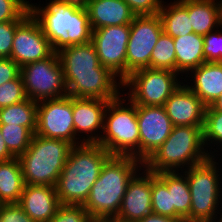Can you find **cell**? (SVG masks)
<instances>
[{"label":"cell","instance_id":"obj_15","mask_svg":"<svg viewBox=\"0 0 222 222\" xmlns=\"http://www.w3.org/2000/svg\"><path fill=\"white\" fill-rule=\"evenodd\" d=\"M140 161L145 162L169 137L173 124L164 106H136Z\"/></svg>","mask_w":222,"mask_h":222},{"label":"cell","instance_id":"obj_13","mask_svg":"<svg viewBox=\"0 0 222 222\" xmlns=\"http://www.w3.org/2000/svg\"><path fill=\"white\" fill-rule=\"evenodd\" d=\"M129 37L130 24L92 30L91 42L100 64L107 67L121 82L126 78V50Z\"/></svg>","mask_w":222,"mask_h":222},{"label":"cell","instance_id":"obj_23","mask_svg":"<svg viewBox=\"0 0 222 222\" xmlns=\"http://www.w3.org/2000/svg\"><path fill=\"white\" fill-rule=\"evenodd\" d=\"M188 15L193 32L205 36L222 26V1L188 0Z\"/></svg>","mask_w":222,"mask_h":222},{"label":"cell","instance_id":"obj_42","mask_svg":"<svg viewBox=\"0 0 222 222\" xmlns=\"http://www.w3.org/2000/svg\"><path fill=\"white\" fill-rule=\"evenodd\" d=\"M62 3H66L71 7L80 10H87L88 0H58Z\"/></svg>","mask_w":222,"mask_h":222},{"label":"cell","instance_id":"obj_16","mask_svg":"<svg viewBox=\"0 0 222 222\" xmlns=\"http://www.w3.org/2000/svg\"><path fill=\"white\" fill-rule=\"evenodd\" d=\"M143 168L142 173L139 170L128 183L116 217L121 221L138 222L152 213V172Z\"/></svg>","mask_w":222,"mask_h":222},{"label":"cell","instance_id":"obj_27","mask_svg":"<svg viewBox=\"0 0 222 222\" xmlns=\"http://www.w3.org/2000/svg\"><path fill=\"white\" fill-rule=\"evenodd\" d=\"M37 105V101L28 98L20 103L0 108V125L27 127L35 134Z\"/></svg>","mask_w":222,"mask_h":222},{"label":"cell","instance_id":"obj_19","mask_svg":"<svg viewBox=\"0 0 222 222\" xmlns=\"http://www.w3.org/2000/svg\"><path fill=\"white\" fill-rule=\"evenodd\" d=\"M18 204L34 222H49L61 205L56 187L27 184Z\"/></svg>","mask_w":222,"mask_h":222},{"label":"cell","instance_id":"obj_2","mask_svg":"<svg viewBox=\"0 0 222 222\" xmlns=\"http://www.w3.org/2000/svg\"><path fill=\"white\" fill-rule=\"evenodd\" d=\"M111 156L97 143L73 146L56 184L60 204L83 206Z\"/></svg>","mask_w":222,"mask_h":222},{"label":"cell","instance_id":"obj_18","mask_svg":"<svg viewBox=\"0 0 222 222\" xmlns=\"http://www.w3.org/2000/svg\"><path fill=\"white\" fill-rule=\"evenodd\" d=\"M173 126H203L206 105L183 82L164 105Z\"/></svg>","mask_w":222,"mask_h":222},{"label":"cell","instance_id":"obj_36","mask_svg":"<svg viewBox=\"0 0 222 222\" xmlns=\"http://www.w3.org/2000/svg\"><path fill=\"white\" fill-rule=\"evenodd\" d=\"M22 22H0V58H10L15 30Z\"/></svg>","mask_w":222,"mask_h":222},{"label":"cell","instance_id":"obj_21","mask_svg":"<svg viewBox=\"0 0 222 222\" xmlns=\"http://www.w3.org/2000/svg\"><path fill=\"white\" fill-rule=\"evenodd\" d=\"M190 72L193 82L185 85L210 106L222 93V62H205Z\"/></svg>","mask_w":222,"mask_h":222},{"label":"cell","instance_id":"obj_31","mask_svg":"<svg viewBox=\"0 0 222 222\" xmlns=\"http://www.w3.org/2000/svg\"><path fill=\"white\" fill-rule=\"evenodd\" d=\"M152 213L175 219V206H172L171 193L167 186L152 172Z\"/></svg>","mask_w":222,"mask_h":222},{"label":"cell","instance_id":"obj_32","mask_svg":"<svg viewBox=\"0 0 222 222\" xmlns=\"http://www.w3.org/2000/svg\"><path fill=\"white\" fill-rule=\"evenodd\" d=\"M33 6L27 0H0V22L24 21Z\"/></svg>","mask_w":222,"mask_h":222},{"label":"cell","instance_id":"obj_35","mask_svg":"<svg viewBox=\"0 0 222 222\" xmlns=\"http://www.w3.org/2000/svg\"><path fill=\"white\" fill-rule=\"evenodd\" d=\"M219 31L214 30L203 36L205 62H222V30Z\"/></svg>","mask_w":222,"mask_h":222},{"label":"cell","instance_id":"obj_47","mask_svg":"<svg viewBox=\"0 0 222 222\" xmlns=\"http://www.w3.org/2000/svg\"><path fill=\"white\" fill-rule=\"evenodd\" d=\"M176 222H190L188 220H181V221H176Z\"/></svg>","mask_w":222,"mask_h":222},{"label":"cell","instance_id":"obj_3","mask_svg":"<svg viewBox=\"0 0 222 222\" xmlns=\"http://www.w3.org/2000/svg\"><path fill=\"white\" fill-rule=\"evenodd\" d=\"M142 168L143 162L133 156L112 155L83 204L91 218H116L128 183Z\"/></svg>","mask_w":222,"mask_h":222},{"label":"cell","instance_id":"obj_37","mask_svg":"<svg viewBox=\"0 0 222 222\" xmlns=\"http://www.w3.org/2000/svg\"><path fill=\"white\" fill-rule=\"evenodd\" d=\"M136 16L156 15L161 9L162 0H124Z\"/></svg>","mask_w":222,"mask_h":222},{"label":"cell","instance_id":"obj_39","mask_svg":"<svg viewBox=\"0 0 222 222\" xmlns=\"http://www.w3.org/2000/svg\"><path fill=\"white\" fill-rule=\"evenodd\" d=\"M20 74V67L11 58H0V86L15 79Z\"/></svg>","mask_w":222,"mask_h":222},{"label":"cell","instance_id":"obj_25","mask_svg":"<svg viewBox=\"0 0 222 222\" xmlns=\"http://www.w3.org/2000/svg\"><path fill=\"white\" fill-rule=\"evenodd\" d=\"M165 3L158 12L163 32L173 38L192 33L193 27L188 15V0H174L167 6Z\"/></svg>","mask_w":222,"mask_h":222},{"label":"cell","instance_id":"obj_28","mask_svg":"<svg viewBox=\"0 0 222 222\" xmlns=\"http://www.w3.org/2000/svg\"><path fill=\"white\" fill-rule=\"evenodd\" d=\"M150 68L176 72V54L173 37L160 35L150 57Z\"/></svg>","mask_w":222,"mask_h":222},{"label":"cell","instance_id":"obj_11","mask_svg":"<svg viewBox=\"0 0 222 222\" xmlns=\"http://www.w3.org/2000/svg\"><path fill=\"white\" fill-rule=\"evenodd\" d=\"M73 120L71 96L38 101L35 134L65 140L73 146L83 144L75 135Z\"/></svg>","mask_w":222,"mask_h":222},{"label":"cell","instance_id":"obj_30","mask_svg":"<svg viewBox=\"0 0 222 222\" xmlns=\"http://www.w3.org/2000/svg\"><path fill=\"white\" fill-rule=\"evenodd\" d=\"M203 143L209 157H215L214 152L210 151L212 145L215 147L222 146V112L214 111L209 106L206 107L204 124L202 128ZM219 143V145H218ZM212 144V145H211ZM210 152H208V149ZM222 150V148H221Z\"/></svg>","mask_w":222,"mask_h":222},{"label":"cell","instance_id":"obj_4","mask_svg":"<svg viewBox=\"0 0 222 222\" xmlns=\"http://www.w3.org/2000/svg\"><path fill=\"white\" fill-rule=\"evenodd\" d=\"M45 5H34L29 11L54 52L91 41L92 28L87 10L76 9L58 0H50Z\"/></svg>","mask_w":222,"mask_h":222},{"label":"cell","instance_id":"obj_24","mask_svg":"<svg viewBox=\"0 0 222 222\" xmlns=\"http://www.w3.org/2000/svg\"><path fill=\"white\" fill-rule=\"evenodd\" d=\"M156 176L167 186L171 193L172 206H175V220L190 221L191 194L187 176L183 171L159 172Z\"/></svg>","mask_w":222,"mask_h":222},{"label":"cell","instance_id":"obj_45","mask_svg":"<svg viewBox=\"0 0 222 222\" xmlns=\"http://www.w3.org/2000/svg\"><path fill=\"white\" fill-rule=\"evenodd\" d=\"M220 205H222V203ZM220 208H222V206ZM219 211H220L219 213L220 216H219V219H217L218 220L217 222H222V210L220 209Z\"/></svg>","mask_w":222,"mask_h":222},{"label":"cell","instance_id":"obj_8","mask_svg":"<svg viewBox=\"0 0 222 222\" xmlns=\"http://www.w3.org/2000/svg\"><path fill=\"white\" fill-rule=\"evenodd\" d=\"M209 157L183 172L187 176L191 194L190 222H216L221 204V166ZM220 200V201H219Z\"/></svg>","mask_w":222,"mask_h":222},{"label":"cell","instance_id":"obj_9","mask_svg":"<svg viewBox=\"0 0 222 222\" xmlns=\"http://www.w3.org/2000/svg\"><path fill=\"white\" fill-rule=\"evenodd\" d=\"M174 71L144 68L122 81L123 93L136 106H164L166 100L183 84Z\"/></svg>","mask_w":222,"mask_h":222},{"label":"cell","instance_id":"obj_10","mask_svg":"<svg viewBox=\"0 0 222 222\" xmlns=\"http://www.w3.org/2000/svg\"><path fill=\"white\" fill-rule=\"evenodd\" d=\"M26 95L34 101L58 99L68 96L63 68L59 56L29 63L20 68Z\"/></svg>","mask_w":222,"mask_h":222},{"label":"cell","instance_id":"obj_14","mask_svg":"<svg viewBox=\"0 0 222 222\" xmlns=\"http://www.w3.org/2000/svg\"><path fill=\"white\" fill-rule=\"evenodd\" d=\"M54 53L39 23L30 14L15 30L10 58L23 67Z\"/></svg>","mask_w":222,"mask_h":222},{"label":"cell","instance_id":"obj_1","mask_svg":"<svg viewBox=\"0 0 222 222\" xmlns=\"http://www.w3.org/2000/svg\"><path fill=\"white\" fill-rule=\"evenodd\" d=\"M64 73L68 96L115 100L122 82L102 66L93 43L72 45L57 52ZM118 81V82H117Z\"/></svg>","mask_w":222,"mask_h":222},{"label":"cell","instance_id":"obj_5","mask_svg":"<svg viewBox=\"0 0 222 222\" xmlns=\"http://www.w3.org/2000/svg\"><path fill=\"white\" fill-rule=\"evenodd\" d=\"M202 128L173 126L169 137L143 163V167L154 173L174 172L204 162L209 156L204 149Z\"/></svg>","mask_w":222,"mask_h":222},{"label":"cell","instance_id":"obj_44","mask_svg":"<svg viewBox=\"0 0 222 222\" xmlns=\"http://www.w3.org/2000/svg\"><path fill=\"white\" fill-rule=\"evenodd\" d=\"M88 222H111V219L90 218Z\"/></svg>","mask_w":222,"mask_h":222},{"label":"cell","instance_id":"obj_40","mask_svg":"<svg viewBox=\"0 0 222 222\" xmlns=\"http://www.w3.org/2000/svg\"><path fill=\"white\" fill-rule=\"evenodd\" d=\"M138 222H176V220L168 216L151 213Z\"/></svg>","mask_w":222,"mask_h":222},{"label":"cell","instance_id":"obj_20","mask_svg":"<svg viewBox=\"0 0 222 222\" xmlns=\"http://www.w3.org/2000/svg\"><path fill=\"white\" fill-rule=\"evenodd\" d=\"M87 13L92 30L131 24L136 16L124 0H88Z\"/></svg>","mask_w":222,"mask_h":222},{"label":"cell","instance_id":"obj_43","mask_svg":"<svg viewBox=\"0 0 222 222\" xmlns=\"http://www.w3.org/2000/svg\"><path fill=\"white\" fill-rule=\"evenodd\" d=\"M209 107L214 111L222 112V93Z\"/></svg>","mask_w":222,"mask_h":222},{"label":"cell","instance_id":"obj_29","mask_svg":"<svg viewBox=\"0 0 222 222\" xmlns=\"http://www.w3.org/2000/svg\"><path fill=\"white\" fill-rule=\"evenodd\" d=\"M0 130L8 150L15 157L28 149L34 135L27 127L18 125H0Z\"/></svg>","mask_w":222,"mask_h":222},{"label":"cell","instance_id":"obj_26","mask_svg":"<svg viewBox=\"0 0 222 222\" xmlns=\"http://www.w3.org/2000/svg\"><path fill=\"white\" fill-rule=\"evenodd\" d=\"M24 186L19 158L0 161V204L18 203Z\"/></svg>","mask_w":222,"mask_h":222},{"label":"cell","instance_id":"obj_17","mask_svg":"<svg viewBox=\"0 0 222 222\" xmlns=\"http://www.w3.org/2000/svg\"><path fill=\"white\" fill-rule=\"evenodd\" d=\"M108 102L109 101L98 98L72 97L75 135L76 137L81 136L82 143L96 144L99 142L103 132L104 112ZM79 133H85L84 135L87 137Z\"/></svg>","mask_w":222,"mask_h":222},{"label":"cell","instance_id":"obj_6","mask_svg":"<svg viewBox=\"0 0 222 222\" xmlns=\"http://www.w3.org/2000/svg\"><path fill=\"white\" fill-rule=\"evenodd\" d=\"M72 147L65 140L34 134L28 149L18 157L25 184L56 187Z\"/></svg>","mask_w":222,"mask_h":222},{"label":"cell","instance_id":"obj_33","mask_svg":"<svg viewBox=\"0 0 222 222\" xmlns=\"http://www.w3.org/2000/svg\"><path fill=\"white\" fill-rule=\"evenodd\" d=\"M26 99L28 97L20 74L0 86V108L20 103Z\"/></svg>","mask_w":222,"mask_h":222},{"label":"cell","instance_id":"obj_22","mask_svg":"<svg viewBox=\"0 0 222 222\" xmlns=\"http://www.w3.org/2000/svg\"><path fill=\"white\" fill-rule=\"evenodd\" d=\"M176 54V73L190 77V71L205 63L204 38L194 32L173 38ZM183 74V75H182ZM188 74V75H187Z\"/></svg>","mask_w":222,"mask_h":222},{"label":"cell","instance_id":"obj_41","mask_svg":"<svg viewBox=\"0 0 222 222\" xmlns=\"http://www.w3.org/2000/svg\"><path fill=\"white\" fill-rule=\"evenodd\" d=\"M13 158L15 156L8 150L0 130V161H8Z\"/></svg>","mask_w":222,"mask_h":222},{"label":"cell","instance_id":"obj_46","mask_svg":"<svg viewBox=\"0 0 222 222\" xmlns=\"http://www.w3.org/2000/svg\"><path fill=\"white\" fill-rule=\"evenodd\" d=\"M111 222H125V221H121V220H119L117 218H111Z\"/></svg>","mask_w":222,"mask_h":222},{"label":"cell","instance_id":"obj_34","mask_svg":"<svg viewBox=\"0 0 222 222\" xmlns=\"http://www.w3.org/2000/svg\"><path fill=\"white\" fill-rule=\"evenodd\" d=\"M90 218L82 205L61 204L49 222H88Z\"/></svg>","mask_w":222,"mask_h":222},{"label":"cell","instance_id":"obj_7","mask_svg":"<svg viewBox=\"0 0 222 222\" xmlns=\"http://www.w3.org/2000/svg\"><path fill=\"white\" fill-rule=\"evenodd\" d=\"M97 144L111 155L133 156L140 160L136 105L125 99V96L121 98L119 95L108 102L104 112L103 132Z\"/></svg>","mask_w":222,"mask_h":222},{"label":"cell","instance_id":"obj_38","mask_svg":"<svg viewBox=\"0 0 222 222\" xmlns=\"http://www.w3.org/2000/svg\"><path fill=\"white\" fill-rule=\"evenodd\" d=\"M0 222H34L18 203L0 204Z\"/></svg>","mask_w":222,"mask_h":222},{"label":"cell","instance_id":"obj_12","mask_svg":"<svg viewBox=\"0 0 222 222\" xmlns=\"http://www.w3.org/2000/svg\"><path fill=\"white\" fill-rule=\"evenodd\" d=\"M162 33V22L158 14L133 18L126 50V77L137 70L150 68L152 51Z\"/></svg>","mask_w":222,"mask_h":222}]
</instances>
